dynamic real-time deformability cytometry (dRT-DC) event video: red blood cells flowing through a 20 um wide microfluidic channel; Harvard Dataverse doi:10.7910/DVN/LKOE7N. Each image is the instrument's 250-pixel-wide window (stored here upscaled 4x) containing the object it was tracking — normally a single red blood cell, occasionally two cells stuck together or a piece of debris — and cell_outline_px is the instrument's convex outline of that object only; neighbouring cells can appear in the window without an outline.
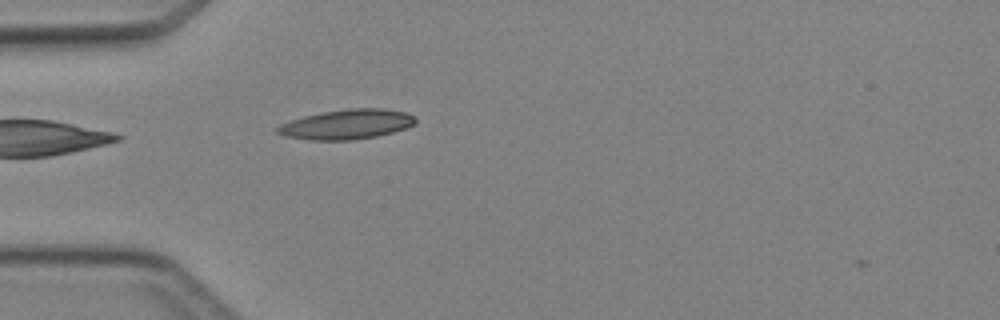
{"species": "Egyptian fruit bat (a non-hibernating species)", "species_latin": "Rousettus aegyptiacus", "temperature_condition": "cold", "stored_images_in_passage": 1, "camera_frame_rate_fps": 3000, "um_per_image_px": 0.085, "animal": {"sex": "female"}, "frame": {"image": 1, "passage_image": 1, "time_ms": 0.0, "image_size_px": [1000, 320], "cell_outline_px": [[416, 124], [392, 132], [376, 136], [352, 140], [312, 140], [284, 136], [276, 132], [276, 128], [280, 124], [304, 116], [324, 112], [348, 108], [384, 108], [408, 112], [416, 116]], "centroid_in_image_um": [29.51, 10.56], "position_along_channel_um": 55.5, "area_um2": 23.99}}